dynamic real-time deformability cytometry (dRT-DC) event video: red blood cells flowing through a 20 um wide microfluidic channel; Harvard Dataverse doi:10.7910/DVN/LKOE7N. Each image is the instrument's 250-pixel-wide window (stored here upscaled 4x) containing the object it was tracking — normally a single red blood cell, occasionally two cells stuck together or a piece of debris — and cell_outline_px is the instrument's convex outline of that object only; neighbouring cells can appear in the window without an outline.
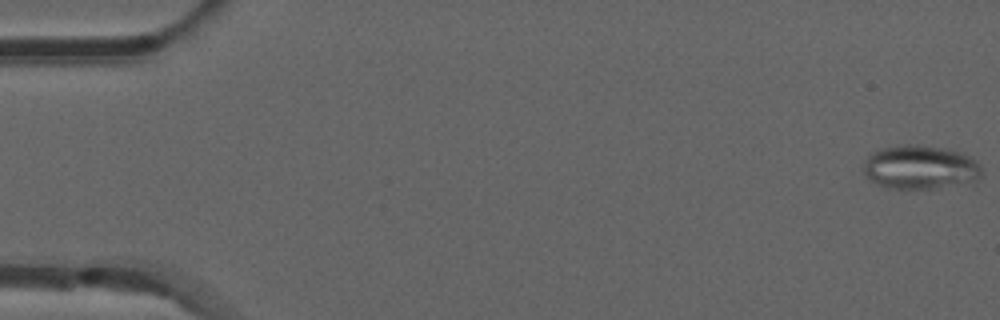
{"species": "common noctule bat (a hibernating species)", "species_latin": "Nyctalus noctula", "temperature_condition": "room temperature", "stored_images_in_passage": 53, "camera_frame_rate_fps": 3000, "um_per_image_px": 0.085, "animal": {"sex": "male", "forearm_length_mm": 52.5}, "frame": {"image": 1, "passage_image": 1, "time_ms": 0.0, "image_size_px": [1000, 320], "cell_outline_px": [[980, 176], [972, 184], [932, 188], [884, 188], [868, 180], [864, 176], [864, 160], [872, 152], [880, 148], [900, 144], [916, 144], [944, 148], [964, 152], [972, 156], [976, 160], [980, 168]], "centroid_in_image_um": [78.21, 14.21], "position_along_channel_um": 6.8, "area_um2": 30.92}}
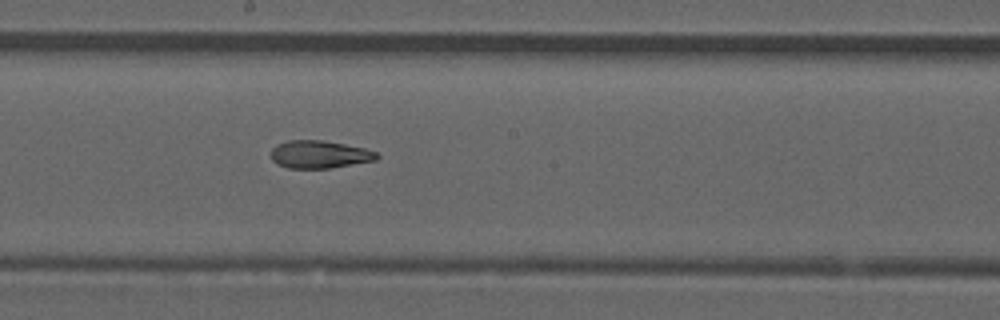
{"frame": {"image": 2, "passage_image": 29, "time_ms": 9.333, "image_size_px": [1000, 320], "cell_outline_px": [[380, 156], [376, 160], [328, 168], [288, 168], [276, 164], [272, 160], [272, 148], [276, 144], [288, 140], [324, 140], [364, 148], [376, 152]], "centroid_in_image_um": [27.13, 13.12], "position_along_channel_um": 221.1, "area_um2": 17.05}}
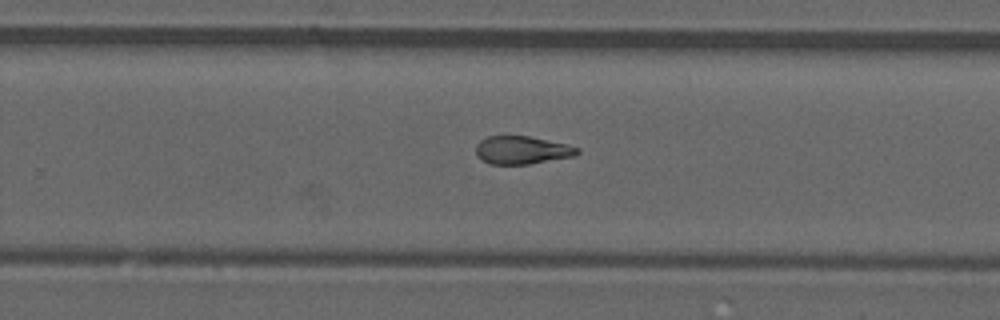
{"frame": {"image": 3, "passage_image": 34, "time_ms": 11.0, "image_size_px": [1000, 320], "cell_outline_px": [[580, 152], [576, 156], [528, 164], [488, 164], [480, 160], [476, 156], [476, 144], [480, 140], [488, 136], [528, 136], [568, 144], [580, 148]], "centroid_in_image_um": [44.36, 12.76], "position_along_channel_um": 285.4, "area_um2": 16.76}, "authors_computed_cell_mechanics": {"area_um2": 18.2648, "velocity_mm_per_s": 3.8898, "shape_relaxation_time_tau1_ms": null, "shape_relaxation_time_tau2_ms": 3.8818, "deformation_change_tau1": null, "deformation_change_tau2": 0.1268}}